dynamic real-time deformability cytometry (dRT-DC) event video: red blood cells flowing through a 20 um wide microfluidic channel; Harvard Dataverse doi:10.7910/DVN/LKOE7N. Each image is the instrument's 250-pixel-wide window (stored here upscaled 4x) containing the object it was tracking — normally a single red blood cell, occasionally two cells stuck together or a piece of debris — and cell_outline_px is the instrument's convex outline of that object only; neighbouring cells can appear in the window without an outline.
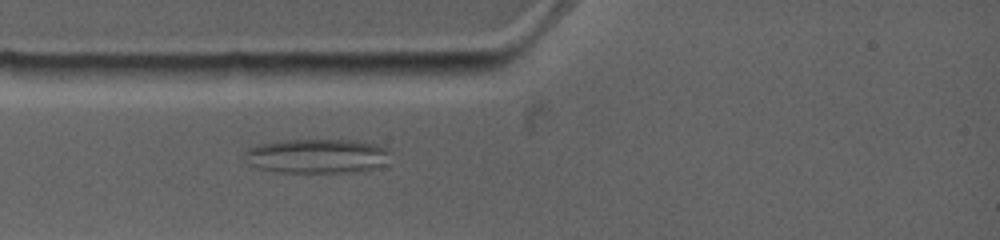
{"species": "common noctule bat (a hibernating species)", "species_latin": "Nyctalus noctula", "temperature_condition": "warm", "stored_images_in_passage": 3, "camera_frame_rate_fps": 4500, "um_per_image_px": 0.085, "animal": {"sex": "female", "body_mass_g": 19.0, "forearm_length_mm": 53.3}, "frame": {"image": 1, "passage_image": 3, "time_ms": 1.778, "image_size_px": [1000, 240], "cell_outline_px": [[388, 152], [384, 164], [376, 168], [352, 172], [280, 172], [260, 168], [248, 164], [240, 156], [248, 148], [260, 144], [280, 140], [356, 140], [376, 144], [388, 148]], "centroid_in_image_um": [26.88, 13.25], "position_along_channel_um": 58.1, "area_um2": 29.3}}